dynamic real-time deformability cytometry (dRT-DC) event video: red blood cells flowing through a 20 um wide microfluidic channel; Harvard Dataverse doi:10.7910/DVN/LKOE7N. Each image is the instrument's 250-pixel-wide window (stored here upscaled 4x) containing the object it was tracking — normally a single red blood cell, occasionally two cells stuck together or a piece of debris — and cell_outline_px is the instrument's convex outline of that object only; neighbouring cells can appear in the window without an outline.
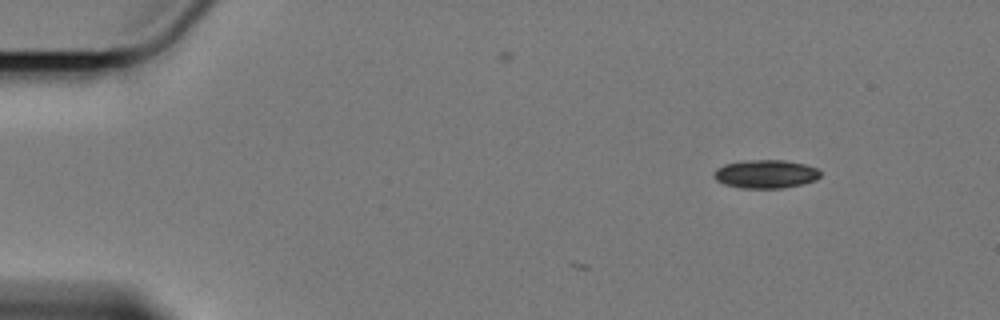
{"species": "Egyptian fruit bat (a non-hibernating species)", "species_latin": "Rousettus aegyptiacus", "temperature_condition": "cold", "stored_images_in_passage": 2, "camera_frame_rate_fps": 3000, "um_per_image_px": 0.085, "animal": {"sex": "female"}, "frame": {"image": 1, "passage_image": 2, "time_ms": 0.333, "image_size_px": [1000, 320], "cell_outline_px": [[820, 176], [816, 180], [804, 184], [784, 188], [740, 188], [724, 184], [716, 180], [712, 176], [712, 172], [716, 168], [724, 164], [752, 160], [784, 160], [804, 164], [820, 168]], "centroid_in_image_um": [65.09, 14.8], "position_along_channel_um": 19.9, "area_um2": 17.86}}